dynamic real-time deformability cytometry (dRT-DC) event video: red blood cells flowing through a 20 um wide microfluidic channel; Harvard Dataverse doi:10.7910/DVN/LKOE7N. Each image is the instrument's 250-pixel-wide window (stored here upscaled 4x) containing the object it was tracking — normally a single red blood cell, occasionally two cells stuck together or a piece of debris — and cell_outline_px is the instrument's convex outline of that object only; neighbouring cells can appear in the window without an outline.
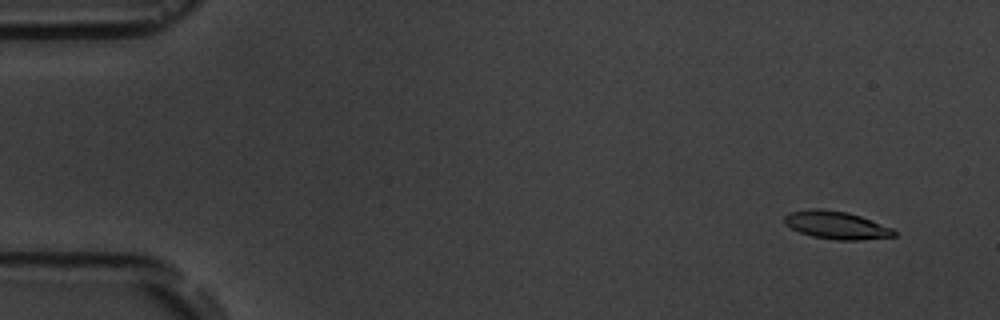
{"species": "common noctule bat (a hibernating species)", "species_latin": "Nyctalus noctula", "temperature_condition": "room temperature", "stored_images_in_passage": 4, "camera_frame_rate_fps": 3000, "um_per_image_px": 0.085, "animal": {"sex": "male", "body_mass_g": 19.5, "forearm_length_mm": 54.6}, "frame": {"image": 1, "passage_image": 1, "time_ms": 0.0, "image_size_px": [1000, 320], "cell_outline_px": [[896, 236], [860, 240], [836, 240], [812, 236], [800, 232], [784, 224], [784, 216], [788, 212], [808, 208], [820, 208], [848, 212], [860, 216], [892, 228], [896, 232]], "centroid_in_image_um": [71.05, 19.12], "position_along_channel_um": 13.9, "area_um2": 17.86}}
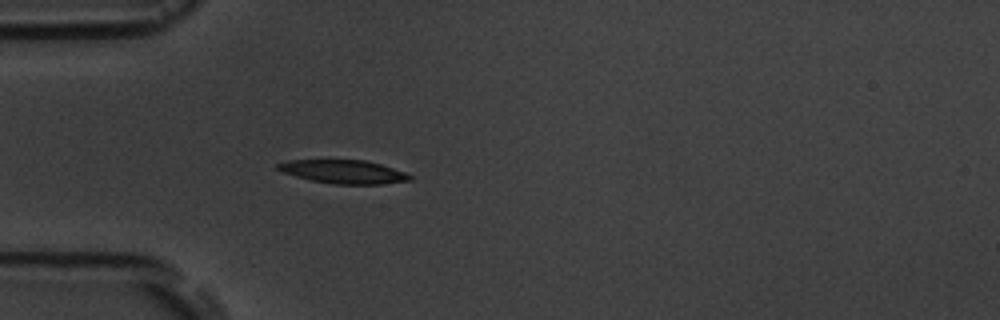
{"frame": {"image": 2, "passage_image": 4, "time_ms": 4.333, "image_size_px": [1000, 320], "cell_outline_px": [[412, 180], [380, 184], [332, 184], [312, 180], [296, 176], [284, 172], [276, 168], [276, 164], [288, 160], [364, 160], [380, 164], [404, 172], [412, 176]], "centroid_in_image_um": [29.2, 14.6], "position_along_channel_um": 55.8, "area_um2": 17.86}}